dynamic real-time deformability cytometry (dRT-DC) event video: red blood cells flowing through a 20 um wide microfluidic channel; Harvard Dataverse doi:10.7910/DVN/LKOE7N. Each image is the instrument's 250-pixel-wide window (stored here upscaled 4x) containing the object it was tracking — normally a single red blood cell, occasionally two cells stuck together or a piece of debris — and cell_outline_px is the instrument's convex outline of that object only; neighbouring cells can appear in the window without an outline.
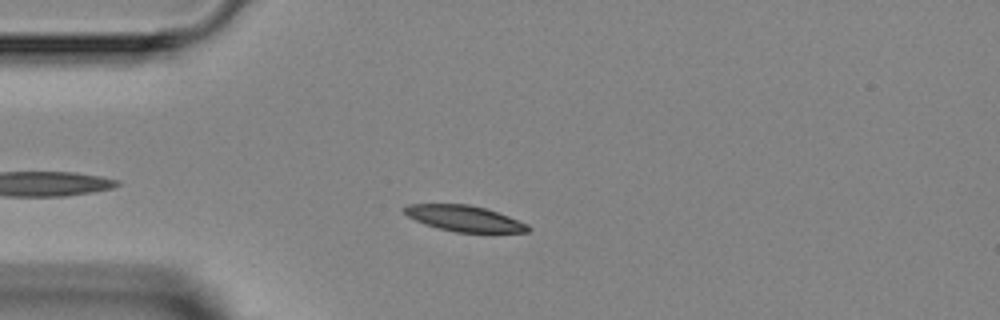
{"species": "Egyptian fruit bat (a non-hibernating species)", "species_latin": "Rousettus aegyptiacus", "temperature_condition": "room temperature", "stored_images_in_passage": 6, "camera_frame_rate_fps": 3000, "um_per_image_px": 0.085, "animal": {"sex": "female"}, "frame": {"image": 1, "passage_image": 5, "time_ms": 5.667, "image_size_px": [1000, 320], "cell_outline_px": [[532, 228], [528, 232], [456, 232], [424, 224], [408, 216], [400, 208], [408, 204], [468, 204], [484, 208], [508, 216], [528, 224]], "centroid_in_image_um": [39.45, 18.56], "position_along_channel_um": 45.6, "area_um2": 18.5}}